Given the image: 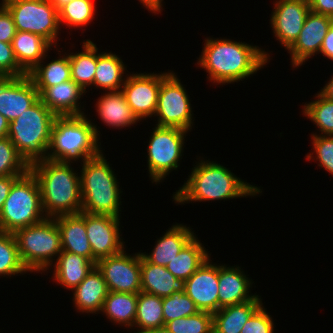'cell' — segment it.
Instances as JSON below:
<instances>
[{
  "label": "cell",
  "mask_w": 333,
  "mask_h": 333,
  "mask_svg": "<svg viewBox=\"0 0 333 333\" xmlns=\"http://www.w3.org/2000/svg\"><path fill=\"white\" fill-rule=\"evenodd\" d=\"M270 24L280 44L287 50L297 39L310 12L308 0H275Z\"/></svg>",
  "instance_id": "9a60e30c"
},
{
  "label": "cell",
  "mask_w": 333,
  "mask_h": 333,
  "mask_svg": "<svg viewBox=\"0 0 333 333\" xmlns=\"http://www.w3.org/2000/svg\"><path fill=\"white\" fill-rule=\"evenodd\" d=\"M21 176H0V214L13 183Z\"/></svg>",
  "instance_id": "bcb514c9"
},
{
  "label": "cell",
  "mask_w": 333,
  "mask_h": 333,
  "mask_svg": "<svg viewBox=\"0 0 333 333\" xmlns=\"http://www.w3.org/2000/svg\"><path fill=\"white\" fill-rule=\"evenodd\" d=\"M188 132L178 127H153L147 146V165L152 183L160 184L171 171L178 169Z\"/></svg>",
  "instance_id": "9c48e42d"
},
{
  "label": "cell",
  "mask_w": 333,
  "mask_h": 333,
  "mask_svg": "<svg viewBox=\"0 0 333 333\" xmlns=\"http://www.w3.org/2000/svg\"><path fill=\"white\" fill-rule=\"evenodd\" d=\"M133 333L164 327L162 297L140 291L138 293Z\"/></svg>",
  "instance_id": "836d02e7"
},
{
  "label": "cell",
  "mask_w": 333,
  "mask_h": 333,
  "mask_svg": "<svg viewBox=\"0 0 333 333\" xmlns=\"http://www.w3.org/2000/svg\"><path fill=\"white\" fill-rule=\"evenodd\" d=\"M316 99L305 103L302 109L304 116L309 118L319 129L320 134L333 136V101L326 99L319 92L314 96Z\"/></svg>",
  "instance_id": "e575fe53"
},
{
  "label": "cell",
  "mask_w": 333,
  "mask_h": 333,
  "mask_svg": "<svg viewBox=\"0 0 333 333\" xmlns=\"http://www.w3.org/2000/svg\"><path fill=\"white\" fill-rule=\"evenodd\" d=\"M61 234L62 250L93 262L92 248L86 234L85 212L54 217Z\"/></svg>",
  "instance_id": "7402d4cb"
},
{
  "label": "cell",
  "mask_w": 333,
  "mask_h": 333,
  "mask_svg": "<svg viewBox=\"0 0 333 333\" xmlns=\"http://www.w3.org/2000/svg\"><path fill=\"white\" fill-rule=\"evenodd\" d=\"M72 292L77 312L99 314L109 289L101 271L95 265Z\"/></svg>",
  "instance_id": "44dd1931"
},
{
  "label": "cell",
  "mask_w": 333,
  "mask_h": 333,
  "mask_svg": "<svg viewBox=\"0 0 333 333\" xmlns=\"http://www.w3.org/2000/svg\"><path fill=\"white\" fill-rule=\"evenodd\" d=\"M98 130L86 114L57 116L51 130L48 160L75 163L97 156L103 151Z\"/></svg>",
  "instance_id": "277c9868"
},
{
  "label": "cell",
  "mask_w": 333,
  "mask_h": 333,
  "mask_svg": "<svg viewBox=\"0 0 333 333\" xmlns=\"http://www.w3.org/2000/svg\"><path fill=\"white\" fill-rule=\"evenodd\" d=\"M20 0H2L0 3V7H7L8 5L15 3Z\"/></svg>",
  "instance_id": "db71d44e"
},
{
  "label": "cell",
  "mask_w": 333,
  "mask_h": 333,
  "mask_svg": "<svg viewBox=\"0 0 333 333\" xmlns=\"http://www.w3.org/2000/svg\"><path fill=\"white\" fill-rule=\"evenodd\" d=\"M141 291L158 297H167L174 292L185 291V281L177 279L164 266L148 262L141 255Z\"/></svg>",
  "instance_id": "d4e9b609"
},
{
  "label": "cell",
  "mask_w": 333,
  "mask_h": 333,
  "mask_svg": "<svg viewBox=\"0 0 333 333\" xmlns=\"http://www.w3.org/2000/svg\"><path fill=\"white\" fill-rule=\"evenodd\" d=\"M43 104L56 116L85 115L79 99L87 93L73 80L52 87H36Z\"/></svg>",
  "instance_id": "d6986e66"
},
{
  "label": "cell",
  "mask_w": 333,
  "mask_h": 333,
  "mask_svg": "<svg viewBox=\"0 0 333 333\" xmlns=\"http://www.w3.org/2000/svg\"><path fill=\"white\" fill-rule=\"evenodd\" d=\"M12 48L19 66L28 74L54 48L40 35L17 31L12 41Z\"/></svg>",
  "instance_id": "484cf974"
},
{
  "label": "cell",
  "mask_w": 333,
  "mask_h": 333,
  "mask_svg": "<svg viewBox=\"0 0 333 333\" xmlns=\"http://www.w3.org/2000/svg\"><path fill=\"white\" fill-rule=\"evenodd\" d=\"M183 186L173 193L175 203H194L256 196L262 189L245 182L228 168L199 157Z\"/></svg>",
  "instance_id": "7a4b0ae2"
},
{
  "label": "cell",
  "mask_w": 333,
  "mask_h": 333,
  "mask_svg": "<svg viewBox=\"0 0 333 333\" xmlns=\"http://www.w3.org/2000/svg\"><path fill=\"white\" fill-rule=\"evenodd\" d=\"M120 219L112 215L85 212L86 234L95 265L98 260L116 255L126 248L120 235Z\"/></svg>",
  "instance_id": "5bb4252c"
},
{
  "label": "cell",
  "mask_w": 333,
  "mask_h": 333,
  "mask_svg": "<svg viewBox=\"0 0 333 333\" xmlns=\"http://www.w3.org/2000/svg\"><path fill=\"white\" fill-rule=\"evenodd\" d=\"M46 218L37 178L29 170L12 185L0 214V231L14 233Z\"/></svg>",
  "instance_id": "ba28073f"
},
{
  "label": "cell",
  "mask_w": 333,
  "mask_h": 333,
  "mask_svg": "<svg viewBox=\"0 0 333 333\" xmlns=\"http://www.w3.org/2000/svg\"><path fill=\"white\" fill-rule=\"evenodd\" d=\"M0 75L24 76L27 73L19 66L12 48V43L0 41Z\"/></svg>",
  "instance_id": "7bdbcfd3"
},
{
  "label": "cell",
  "mask_w": 333,
  "mask_h": 333,
  "mask_svg": "<svg viewBox=\"0 0 333 333\" xmlns=\"http://www.w3.org/2000/svg\"><path fill=\"white\" fill-rule=\"evenodd\" d=\"M38 99L39 92L28 74L24 76L0 75V114L9 123L18 118Z\"/></svg>",
  "instance_id": "2e32d148"
},
{
  "label": "cell",
  "mask_w": 333,
  "mask_h": 333,
  "mask_svg": "<svg viewBox=\"0 0 333 333\" xmlns=\"http://www.w3.org/2000/svg\"><path fill=\"white\" fill-rule=\"evenodd\" d=\"M94 0H72L64 5L59 11L60 27L68 26V28H82L93 21L97 10ZM63 23V24H62Z\"/></svg>",
  "instance_id": "d590c367"
},
{
  "label": "cell",
  "mask_w": 333,
  "mask_h": 333,
  "mask_svg": "<svg viewBox=\"0 0 333 333\" xmlns=\"http://www.w3.org/2000/svg\"><path fill=\"white\" fill-rule=\"evenodd\" d=\"M333 24V18L309 12L296 41L287 49L292 68L302 66L312 56L320 54L324 37ZM316 54V55H315Z\"/></svg>",
  "instance_id": "e0dca14e"
},
{
  "label": "cell",
  "mask_w": 333,
  "mask_h": 333,
  "mask_svg": "<svg viewBox=\"0 0 333 333\" xmlns=\"http://www.w3.org/2000/svg\"><path fill=\"white\" fill-rule=\"evenodd\" d=\"M71 165L72 162L43 160L30 166V171L39 183L42 209L46 217L81 212L80 174Z\"/></svg>",
  "instance_id": "3957f363"
},
{
  "label": "cell",
  "mask_w": 333,
  "mask_h": 333,
  "mask_svg": "<svg viewBox=\"0 0 333 333\" xmlns=\"http://www.w3.org/2000/svg\"><path fill=\"white\" fill-rule=\"evenodd\" d=\"M127 68L121 57L112 52H99L97 47V67L93 86L97 89L110 91H120L124 85ZM124 76V77H123Z\"/></svg>",
  "instance_id": "f1b7e54d"
},
{
  "label": "cell",
  "mask_w": 333,
  "mask_h": 333,
  "mask_svg": "<svg viewBox=\"0 0 333 333\" xmlns=\"http://www.w3.org/2000/svg\"><path fill=\"white\" fill-rule=\"evenodd\" d=\"M261 296L237 305L220 308L213 313V333H241L251 315L262 305Z\"/></svg>",
  "instance_id": "83f0119b"
},
{
  "label": "cell",
  "mask_w": 333,
  "mask_h": 333,
  "mask_svg": "<svg viewBox=\"0 0 333 333\" xmlns=\"http://www.w3.org/2000/svg\"><path fill=\"white\" fill-rule=\"evenodd\" d=\"M195 236L165 267L177 279L186 281L209 257L206 250Z\"/></svg>",
  "instance_id": "4dcf8cb0"
},
{
  "label": "cell",
  "mask_w": 333,
  "mask_h": 333,
  "mask_svg": "<svg viewBox=\"0 0 333 333\" xmlns=\"http://www.w3.org/2000/svg\"><path fill=\"white\" fill-rule=\"evenodd\" d=\"M95 107L99 119L112 129L131 127L140 121L131 110L121 90L103 93L97 99Z\"/></svg>",
  "instance_id": "cb8c5ba5"
},
{
  "label": "cell",
  "mask_w": 333,
  "mask_h": 333,
  "mask_svg": "<svg viewBox=\"0 0 333 333\" xmlns=\"http://www.w3.org/2000/svg\"><path fill=\"white\" fill-rule=\"evenodd\" d=\"M138 294L109 291L101 313L114 324L133 329Z\"/></svg>",
  "instance_id": "f546056e"
},
{
  "label": "cell",
  "mask_w": 333,
  "mask_h": 333,
  "mask_svg": "<svg viewBox=\"0 0 333 333\" xmlns=\"http://www.w3.org/2000/svg\"><path fill=\"white\" fill-rule=\"evenodd\" d=\"M53 280L62 287L73 290L76 288L95 264L86 257L61 251L52 265Z\"/></svg>",
  "instance_id": "4316f807"
},
{
  "label": "cell",
  "mask_w": 333,
  "mask_h": 333,
  "mask_svg": "<svg viewBox=\"0 0 333 333\" xmlns=\"http://www.w3.org/2000/svg\"><path fill=\"white\" fill-rule=\"evenodd\" d=\"M164 326L167 322L199 312L194 301L185 291L174 292L170 296L162 298Z\"/></svg>",
  "instance_id": "ab89813d"
},
{
  "label": "cell",
  "mask_w": 333,
  "mask_h": 333,
  "mask_svg": "<svg viewBox=\"0 0 333 333\" xmlns=\"http://www.w3.org/2000/svg\"><path fill=\"white\" fill-rule=\"evenodd\" d=\"M171 333H213V313L199 311L189 317H181L165 324Z\"/></svg>",
  "instance_id": "74e56055"
},
{
  "label": "cell",
  "mask_w": 333,
  "mask_h": 333,
  "mask_svg": "<svg viewBox=\"0 0 333 333\" xmlns=\"http://www.w3.org/2000/svg\"><path fill=\"white\" fill-rule=\"evenodd\" d=\"M58 59H52L45 64L46 56L43 60L28 73L35 87H52L59 83L71 80V67L69 63V54L60 56L61 51L57 50ZM60 52V53H59Z\"/></svg>",
  "instance_id": "d6a6232c"
},
{
  "label": "cell",
  "mask_w": 333,
  "mask_h": 333,
  "mask_svg": "<svg viewBox=\"0 0 333 333\" xmlns=\"http://www.w3.org/2000/svg\"><path fill=\"white\" fill-rule=\"evenodd\" d=\"M320 53L333 61V24L329 28L326 36L324 37Z\"/></svg>",
  "instance_id": "7dc6e473"
},
{
  "label": "cell",
  "mask_w": 333,
  "mask_h": 333,
  "mask_svg": "<svg viewBox=\"0 0 333 333\" xmlns=\"http://www.w3.org/2000/svg\"><path fill=\"white\" fill-rule=\"evenodd\" d=\"M140 4L143 5L148 11L154 14H161V11L164 9L163 7V0H138Z\"/></svg>",
  "instance_id": "c3c4849f"
},
{
  "label": "cell",
  "mask_w": 333,
  "mask_h": 333,
  "mask_svg": "<svg viewBox=\"0 0 333 333\" xmlns=\"http://www.w3.org/2000/svg\"><path fill=\"white\" fill-rule=\"evenodd\" d=\"M263 304L244 324L241 333H274V321Z\"/></svg>",
  "instance_id": "b9f144b4"
},
{
  "label": "cell",
  "mask_w": 333,
  "mask_h": 333,
  "mask_svg": "<svg viewBox=\"0 0 333 333\" xmlns=\"http://www.w3.org/2000/svg\"><path fill=\"white\" fill-rule=\"evenodd\" d=\"M186 91L173 71L161 82L154 115L157 117V126L192 130L194 113Z\"/></svg>",
  "instance_id": "8fae6325"
},
{
  "label": "cell",
  "mask_w": 333,
  "mask_h": 333,
  "mask_svg": "<svg viewBox=\"0 0 333 333\" xmlns=\"http://www.w3.org/2000/svg\"><path fill=\"white\" fill-rule=\"evenodd\" d=\"M82 43V51L68 54L71 80L75 81L86 91L87 87L93 86L97 67V45L90 39L84 40Z\"/></svg>",
  "instance_id": "1f68e13d"
},
{
  "label": "cell",
  "mask_w": 333,
  "mask_h": 333,
  "mask_svg": "<svg viewBox=\"0 0 333 333\" xmlns=\"http://www.w3.org/2000/svg\"><path fill=\"white\" fill-rule=\"evenodd\" d=\"M9 122L8 120L0 114V138L8 136Z\"/></svg>",
  "instance_id": "f907efd6"
},
{
  "label": "cell",
  "mask_w": 333,
  "mask_h": 333,
  "mask_svg": "<svg viewBox=\"0 0 333 333\" xmlns=\"http://www.w3.org/2000/svg\"><path fill=\"white\" fill-rule=\"evenodd\" d=\"M311 137L314 151L306 154V159L319 161L318 166L333 175V136L313 134Z\"/></svg>",
  "instance_id": "60d3db41"
},
{
  "label": "cell",
  "mask_w": 333,
  "mask_h": 333,
  "mask_svg": "<svg viewBox=\"0 0 333 333\" xmlns=\"http://www.w3.org/2000/svg\"><path fill=\"white\" fill-rule=\"evenodd\" d=\"M17 33L13 17L6 7H0V41L12 43Z\"/></svg>",
  "instance_id": "ee69618b"
},
{
  "label": "cell",
  "mask_w": 333,
  "mask_h": 333,
  "mask_svg": "<svg viewBox=\"0 0 333 333\" xmlns=\"http://www.w3.org/2000/svg\"><path fill=\"white\" fill-rule=\"evenodd\" d=\"M101 151L97 156L80 162L82 212L107 214L115 217L121 213L119 180Z\"/></svg>",
  "instance_id": "5b68a950"
},
{
  "label": "cell",
  "mask_w": 333,
  "mask_h": 333,
  "mask_svg": "<svg viewBox=\"0 0 333 333\" xmlns=\"http://www.w3.org/2000/svg\"><path fill=\"white\" fill-rule=\"evenodd\" d=\"M6 8L13 17L17 31L40 35L57 48L62 27L59 24L58 10L49 0H20Z\"/></svg>",
  "instance_id": "30bf717a"
},
{
  "label": "cell",
  "mask_w": 333,
  "mask_h": 333,
  "mask_svg": "<svg viewBox=\"0 0 333 333\" xmlns=\"http://www.w3.org/2000/svg\"><path fill=\"white\" fill-rule=\"evenodd\" d=\"M130 73L126 75L121 92L137 118L146 120L154 117L161 82L171 73Z\"/></svg>",
  "instance_id": "7c38bea8"
},
{
  "label": "cell",
  "mask_w": 333,
  "mask_h": 333,
  "mask_svg": "<svg viewBox=\"0 0 333 333\" xmlns=\"http://www.w3.org/2000/svg\"><path fill=\"white\" fill-rule=\"evenodd\" d=\"M210 257L185 281V293L199 311L219 310L218 265Z\"/></svg>",
  "instance_id": "ac0fdd59"
},
{
  "label": "cell",
  "mask_w": 333,
  "mask_h": 333,
  "mask_svg": "<svg viewBox=\"0 0 333 333\" xmlns=\"http://www.w3.org/2000/svg\"><path fill=\"white\" fill-rule=\"evenodd\" d=\"M134 255V256H133ZM130 255L122 252L97 261L109 291L138 294L141 291V250Z\"/></svg>",
  "instance_id": "4fadbf2b"
},
{
  "label": "cell",
  "mask_w": 333,
  "mask_h": 333,
  "mask_svg": "<svg viewBox=\"0 0 333 333\" xmlns=\"http://www.w3.org/2000/svg\"><path fill=\"white\" fill-rule=\"evenodd\" d=\"M310 11L333 18V0H308Z\"/></svg>",
  "instance_id": "f6af8a7d"
},
{
  "label": "cell",
  "mask_w": 333,
  "mask_h": 333,
  "mask_svg": "<svg viewBox=\"0 0 333 333\" xmlns=\"http://www.w3.org/2000/svg\"><path fill=\"white\" fill-rule=\"evenodd\" d=\"M141 333H171V332L164 326L161 328L149 329V330L143 331Z\"/></svg>",
  "instance_id": "f5cc1de1"
},
{
  "label": "cell",
  "mask_w": 333,
  "mask_h": 333,
  "mask_svg": "<svg viewBox=\"0 0 333 333\" xmlns=\"http://www.w3.org/2000/svg\"><path fill=\"white\" fill-rule=\"evenodd\" d=\"M239 266L218 265L219 309L252 300L256 293L250 294L252 282Z\"/></svg>",
  "instance_id": "ffe728a7"
},
{
  "label": "cell",
  "mask_w": 333,
  "mask_h": 333,
  "mask_svg": "<svg viewBox=\"0 0 333 333\" xmlns=\"http://www.w3.org/2000/svg\"><path fill=\"white\" fill-rule=\"evenodd\" d=\"M49 1L59 11L64 5L68 4L72 0H49Z\"/></svg>",
  "instance_id": "816d5d0a"
},
{
  "label": "cell",
  "mask_w": 333,
  "mask_h": 333,
  "mask_svg": "<svg viewBox=\"0 0 333 333\" xmlns=\"http://www.w3.org/2000/svg\"><path fill=\"white\" fill-rule=\"evenodd\" d=\"M198 66L216 85L243 81L270 62V53L258 46L230 39L205 38Z\"/></svg>",
  "instance_id": "6da1fadb"
},
{
  "label": "cell",
  "mask_w": 333,
  "mask_h": 333,
  "mask_svg": "<svg viewBox=\"0 0 333 333\" xmlns=\"http://www.w3.org/2000/svg\"><path fill=\"white\" fill-rule=\"evenodd\" d=\"M195 236L190 227L176 223L155 241L151 253L141 252V255L148 262L165 267Z\"/></svg>",
  "instance_id": "603a6c76"
},
{
  "label": "cell",
  "mask_w": 333,
  "mask_h": 333,
  "mask_svg": "<svg viewBox=\"0 0 333 333\" xmlns=\"http://www.w3.org/2000/svg\"><path fill=\"white\" fill-rule=\"evenodd\" d=\"M27 272L21 262L14 234L0 231V276L11 277Z\"/></svg>",
  "instance_id": "8d00e7d4"
},
{
  "label": "cell",
  "mask_w": 333,
  "mask_h": 333,
  "mask_svg": "<svg viewBox=\"0 0 333 333\" xmlns=\"http://www.w3.org/2000/svg\"><path fill=\"white\" fill-rule=\"evenodd\" d=\"M13 234L21 262L28 272L42 274L50 267L53 269L52 265L62 251L61 234L54 218L46 217L39 223L17 229Z\"/></svg>",
  "instance_id": "52a82bcc"
},
{
  "label": "cell",
  "mask_w": 333,
  "mask_h": 333,
  "mask_svg": "<svg viewBox=\"0 0 333 333\" xmlns=\"http://www.w3.org/2000/svg\"><path fill=\"white\" fill-rule=\"evenodd\" d=\"M318 92L326 99L333 101V76L329 79V82H327L325 86Z\"/></svg>",
  "instance_id": "681fc988"
},
{
  "label": "cell",
  "mask_w": 333,
  "mask_h": 333,
  "mask_svg": "<svg viewBox=\"0 0 333 333\" xmlns=\"http://www.w3.org/2000/svg\"><path fill=\"white\" fill-rule=\"evenodd\" d=\"M56 117L39 98L9 123L8 138L29 167L48 160L51 130Z\"/></svg>",
  "instance_id": "8992f818"
},
{
  "label": "cell",
  "mask_w": 333,
  "mask_h": 333,
  "mask_svg": "<svg viewBox=\"0 0 333 333\" xmlns=\"http://www.w3.org/2000/svg\"><path fill=\"white\" fill-rule=\"evenodd\" d=\"M29 170L8 136L0 138V176H23Z\"/></svg>",
  "instance_id": "f35d334b"
}]
</instances>
